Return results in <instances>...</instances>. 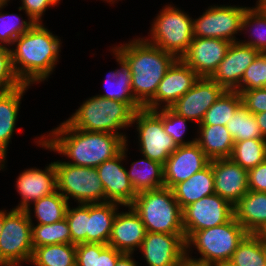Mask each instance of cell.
Masks as SVG:
<instances>
[{
  "instance_id": "cell-8",
  "label": "cell",
  "mask_w": 266,
  "mask_h": 266,
  "mask_svg": "<svg viewBox=\"0 0 266 266\" xmlns=\"http://www.w3.org/2000/svg\"><path fill=\"white\" fill-rule=\"evenodd\" d=\"M6 211L0 234V265L23 266L30 263L33 254L32 223L25 210Z\"/></svg>"
},
{
  "instance_id": "cell-44",
  "label": "cell",
  "mask_w": 266,
  "mask_h": 266,
  "mask_svg": "<svg viewBox=\"0 0 266 266\" xmlns=\"http://www.w3.org/2000/svg\"><path fill=\"white\" fill-rule=\"evenodd\" d=\"M242 105L251 113L259 114L266 111V87L241 90Z\"/></svg>"
},
{
  "instance_id": "cell-20",
  "label": "cell",
  "mask_w": 266,
  "mask_h": 266,
  "mask_svg": "<svg viewBox=\"0 0 266 266\" xmlns=\"http://www.w3.org/2000/svg\"><path fill=\"white\" fill-rule=\"evenodd\" d=\"M17 192L21 201L15 209L26 210L33 202L57 191V175L54 162H51L44 170L27 168L16 178Z\"/></svg>"
},
{
  "instance_id": "cell-19",
  "label": "cell",
  "mask_w": 266,
  "mask_h": 266,
  "mask_svg": "<svg viewBox=\"0 0 266 266\" xmlns=\"http://www.w3.org/2000/svg\"><path fill=\"white\" fill-rule=\"evenodd\" d=\"M259 53L257 49L240 42L231 43L224 59L210 78L225 90H236L245 70Z\"/></svg>"
},
{
  "instance_id": "cell-1",
  "label": "cell",
  "mask_w": 266,
  "mask_h": 266,
  "mask_svg": "<svg viewBox=\"0 0 266 266\" xmlns=\"http://www.w3.org/2000/svg\"><path fill=\"white\" fill-rule=\"evenodd\" d=\"M38 138V146L71 159L65 163L91 168H96L118 155L127 143L118 134L76 129L66 121L60 123L49 134Z\"/></svg>"
},
{
  "instance_id": "cell-37",
  "label": "cell",
  "mask_w": 266,
  "mask_h": 266,
  "mask_svg": "<svg viewBox=\"0 0 266 266\" xmlns=\"http://www.w3.org/2000/svg\"><path fill=\"white\" fill-rule=\"evenodd\" d=\"M226 128L233 137L234 142L247 139H265L255 115L249 112L243 105L227 121Z\"/></svg>"
},
{
  "instance_id": "cell-17",
  "label": "cell",
  "mask_w": 266,
  "mask_h": 266,
  "mask_svg": "<svg viewBox=\"0 0 266 266\" xmlns=\"http://www.w3.org/2000/svg\"><path fill=\"white\" fill-rule=\"evenodd\" d=\"M210 161L196 142L178 146L163 165L164 187L172 189L176 184L188 180L206 168Z\"/></svg>"
},
{
  "instance_id": "cell-11",
  "label": "cell",
  "mask_w": 266,
  "mask_h": 266,
  "mask_svg": "<svg viewBox=\"0 0 266 266\" xmlns=\"http://www.w3.org/2000/svg\"><path fill=\"white\" fill-rule=\"evenodd\" d=\"M247 8L235 5L208 7L201 16L193 19V36L239 42L235 35L242 32V19Z\"/></svg>"
},
{
  "instance_id": "cell-15",
  "label": "cell",
  "mask_w": 266,
  "mask_h": 266,
  "mask_svg": "<svg viewBox=\"0 0 266 266\" xmlns=\"http://www.w3.org/2000/svg\"><path fill=\"white\" fill-rule=\"evenodd\" d=\"M127 145L118 155L96 167L105 191V202H115L124 207L130 206L137 196L122 164L127 158Z\"/></svg>"
},
{
  "instance_id": "cell-22",
  "label": "cell",
  "mask_w": 266,
  "mask_h": 266,
  "mask_svg": "<svg viewBox=\"0 0 266 266\" xmlns=\"http://www.w3.org/2000/svg\"><path fill=\"white\" fill-rule=\"evenodd\" d=\"M128 212L117 211L108 245L126 254H133L140 248L146 235V228L131 206Z\"/></svg>"
},
{
  "instance_id": "cell-7",
  "label": "cell",
  "mask_w": 266,
  "mask_h": 266,
  "mask_svg": "<svg viewBox=\"0 0 266 266\" xmlns=\"http://www.w3.org/2000/svg\"><path fill=\"white\" fill-rule=\"evenodd\" d=\"M148 43L181 59L192 42L193 18L171 4L162 7L152 22Z\"/></svg>"
},
{
  "instance_id": "cell-21",
  "label": "cell",
  "mask_w": 266,
  "mask_h": 266,
  "mask_svg": "<svg viewBox=\"0 0 266 266\" xmlns=\"http://www.w3.org/2000/svg\"><path fill=\"white\" fill-rule=\"evenodd\" d=\"M215 193L234 206L248 191V171L230 158L212 160Z\"/></svg>"
},
{
  "instance_id": "cell-24",
  "label": "cell",
  "mask_w": 266,
  "mask_h": 266,
  "mask_svg": "<svg viewBox=\"0 0 266 266\" xmlns=\"http://www.w3.org/2000/svg\"><path fill=\"white\" fill-rule=\"evenodd\" d=\"M233 207L235 219L249 234L266 227V193L249 190Z\"/></svg>"
},
{
  "instance_id": "cell-27",
  "label": "cell",
  "mask_w": 266,
  "mask_h": 266,
  "mask_svg": "<svg viewBox=\"0 0 266 266\" xmlns=\"http://www.w3.org/2000/svg\"><path fill=\"white\" fill-rule=\"evenodd\" d=\"M172 191L182 210L201 198L214 194L215 182L212 160L202 171L195 173L188 180L176 184Z\"/></svg>"
},
{
  "instance_id": "cell-33",
  "label": "cell",
  "mask_w": 266,
  "mask_h": 266,
  "mask_svg": "<svg viewBox=\"0 0 266 266\" xmlns=\"http://www.w3.org/2000/svg\"><path fill=\"white\" fill-rule=\"evenodd\" d=\"M31 263L34 266H76V245L52 244L35 247Z\"/></svg>"
},
{
  "instance_id": "cell-49",
  "label": "cell",
  "mask_w": 266,
  "mask_h": 266,
  "mask_svg": "<svg viewBox=\"0 0 266 266\" xmlns=\"http://www.w3.org/2000/svg\"><path fill=\"white\" fill-rule=\"evenodd\" d=\"M4 225V210H0V234Z\"/></svg>"
},
{
  "instance_id": "cell-42",
  "label": "cell",
  "mask_w": 266,
  "mask_h": 266,
  "mask_svg": "<svg viewBox=\"0 0 266 266\" xmlns=\"http://www.w3.org/2000/svg\"><path fill=\"white\" fill-rule=\"evenodd\" d=\"M187 121L192 122L189 119L184 118L174 113L170 108L162 109V122L163 128L168 133L177 146L191 144L196 142V138L193 140H184V135L187 129Z\"/></svg>"
},
{
  "instance_id": "cell-29",
  "label": "cell",
  "mask_w": 266,
  "mask_h": 266,
  "mask_svg": "<svg viewBox=\"0 0 266 266\" xmlns=\"http://www.w3.org/2000/svg\"><path fill=\"white\" fill-rule=\"evenodd\" d=\"M130 167L127 175L136 193L164 187L163 164L144 157Z\"/></svg>"
},
{
  "instance_id": "cell-28",
  "label": "cell",
  "mask_w": 266,
  "mask_h": 266,
  "mask_svg": "<svg viewBox=\"0 0 266 266\" xmlns=\"http://www.w3.org/2000/svg\"><path fill=\"white\" fill-rule=\"evenodd\" d=\"M196 143L210 160L230 158L234 140L226 126L199 125Z\"/></svg>"
},
{
  "instance_id": "cell-18",
  "label": "cell",
  "mask_w": 266,
  "mask_h": 266,
  "mask_svg": "<svg viewBox=\"0 0 266 266\" xmlns=\"http://www.w3.org/2000/svg\"><path fill=\"white\" fill-rule=\"evenodd\" d=\"M231 42L216 38L194 37L181 58L199 77L210 78L217 69Z\"/></svg>"
},
{
  "instance_id": "cell-43",
  "label": "cell",
  "mask_w": 266,
  "mask_h": 266,
  "mask_svg": "<svg viewBox=\"0 0 266 266\" xmlns=\"http://www.w3.org/2000/svg\"><path fill=\"white\" fill-rule=\"evenodd\" d=\"M21 85L22 82L12 67L10 47L0 44V92L10 91Z\"/></svg>"
},
{
  "instance_id": "cell-23",
  "label": "cell",
  "mask_w": 266,
  "mask_h": 266,
  "mask_svg": "<svg viewBox=\"0 0 266 266\" xmlns=\"http://www.w3.org/2000/svg\"><path fill=\"white\" fill-rule=\"evenodd\" d=\"M29 86L22 84L13 90L0 92V171L5 169L7 150L16 130L21 100Z\"/></svg>"
},
{
  "instance_id": "cell-35",
  "label": "cell",
  "mask_w": 266,
  "mask_h": 266,
  "mask_svg": "<svg viewBox=\"0 0 266 266\" xmlns=\"http://www.w3.org/2000/svg\"><path fill=\"white\" fill-rule=\"evenodd\" d=\"M242 105L241 96L235 90H225L208 108L202 122L198 125H223Z\"/></svg>"
},
{
  "instance_id": "cell-36",
  "label": "cell",
  "mask_w": 266,
  "mask_h": 266,
  "mask_svg": "<svg viewBox=\"0 0 266 266\" xmlns=\"http://www.w3.org/2000/svg\"><path fill=\"white\" fill-rule=\"evenodd\" d=\"M230 159L249 171L266 160V139L235 142Z\"/></svg>"
},
{
  "instance_id": "cell-4",
  "label": "cell",
  "mask_w": 266,
  "mask_h": 266,
  "mask_svg": "<svg viewBox=\"0 0 266 266\" xmlns=\"http://www.w3.org/2000/svg\"><path fill=\"white\" fill-rule=\"evenodd\" d=\"M248 234L234 216L222 225L195 231L186 240V260L197 266L230 262L234 251ZM192 248L198 251L201 258L189 256L190 251L194 250Z\"/></svg>"
},
{
  "instance_id": "cell-12",
  "label": "cell",
  "mask_w": 266,
  "mask_h": 266,
  "mask_svg": "<svg viewBox=\"0 0 266 266\" xmlns=\"http://www.w3.org/2000/svg\"><path fill=\"white\" fill-rule=\"evenodd\" d=\"M233 206L216 193L205 196L182 210L183 228L187 240L195 231L216 227L234 216Z\"/></svg>"
},
{
  "instance_id": "cell-40",
  "label": "cell",
  "mask_w": 266,
  "mask_h": 266,
  "mask_svg": "<svg viewBox=\"0 0 266 266\" xmlns=\"http://www.w3.org/2000/svg\"><path fill=\"white\" fill-rule=\"evenodd\" d=\"M266 87V54L260 52L245 70L240 86L235 90H251Z\"/></svg>"
},
{
  "instance_id": "cell-38",
  "label": "cell",
  "mask_w": 266,
  "mask_h": 266,
  "mask_svg": "<svg viewBox=\"0 0 266 266\" xmlns=\"http://www.w3.org/2000/svg\"><path fill=\"white\" fill-rule=\"evenodd\" d=\"M32 223V245L40 247L52 244H72V237L66 218L52 224Z\"/></svg>"
},
{
  "instance_id": "cell-53",
  "label": "cell",
  "mask_w": 266,
  "mask_h": 266,
  "mask_svg": "<svg viewBox=\"0 0 266 266\" xmlns=\"http://www.w3.org/2000/svg\"><path fill=\"white\" fill-rule=\"evenodd\" d=\"M182 266H197V265H194V264H191V263L186 262V263L183 264Z\"/></svg>"
},
{
  "instance_id": "cell-25",
  "label": "cell",
  "mask_w": 266,
  "mask_h": 266,
  "mask_svg": "<svg viewBox=\"0 0 266 266\" xmlns=\"http://www.w3.org/2000/svg\"><path fill=\"white\" fill-rule=\"evenodd\" d=\"M120 204L87 203L86 243L108 244Z\"/></svg>"
},
{
  "instance_id": "cell-9",
  "label": "cell",
  "mask_w": 266,
  "mask_h": 266,
  "mask_svg": "<svg viewBox=\"0 0 266 266\" xmlns=\"http://www.w3.org/2000/svg\"><path fill=\"white\" fill-rule=\"evenodd\" d=\"M57 191L69 202L78 204L105 202V191L96 168L74 166L54 161Z\"/></svg>"
},
{
  "instance_id": "cell-16",
  "label": "cell",
  "mask_w": 266,
  "mask_h": 266,
  "mask_svg": "<svg viewBox=\"0 0 266 266\" xmlns=\"http://www.w3.org/2000/svg\"><path fill=\"white\" fill-rule=\"evenodd\" d=\"M225 89L211 78L200 77L194 86L179 98L170 109L186 119L200 124L208 108Z\"/></svg>"
},
{
  "instance_id": "cell-5",
  "label": "cell",
  "mask_w": 266,
  "mask_h": 266,
  "mask_svg": "<svg viewBox=\"0 0 266 266\" xmlns=\"http://www.w3.org/2000/svg\"><path fill=\"white\" fill-rule=\"evenodd\" d=\"M133 115L126 103L95 95L85 100L66 122L80 130L118 134L128 142V136L120 130L132 126Z\"/></svg>"
},
{
  "instance_id": "cell-51",
  "label": "cell",
  "mask_w": 266,
  "mask_h": 266,
  "mask_svg": "<svg viewBox=\"0 0 266 266\" xmlns=\"http://www.w3.org/2000/svg\"><path fill=\"white\" fill-rule=\"evenodd\" d=\"M262 239L266 242V227L263 229V231L259 234Z\"/></svg>"
},
{
  "instance_id": "cell-54",
  "label": "cell",
  "mask_w": 266,
  "mask_h": 266,
  "mask_svg": "<svg viewBox=\"0 0 266 266\" xmlns=\"http://www.w3.org/2000/svg\"><path fill=\"white\" fill-rule=\"evenodd\" d=\"M103 1H107V3H110V4H114L115 3V0H103Z\"/></svg>"
},
{
  "instance_id": "cell-13",
  "label": "cell",
  "mask_w": 266,
  "mask_h": 266,
  "mask_svg": "<svg viewBox=\"0 0 266 266\" xmlns=\"http://www.w3.org/2000/svg\"><path fill=\"white\" fill-rule=\"evenodd\" d=\"M138 250L148 266H182L187 262L185 234L146 232Z\"/></svg>"
},
{
  "instance_id": "cell-10",
  "label": "cell",
  "mask_w": 266,
  "mask_h": 266,
  "mask_svg": "<svg viewBox=\"0 0 266 266\" xmlns=\"http://www.w3.org/2000/svg\"><path fill=\"white\" fill-rule=\"evenodd\" d=\"M135 123L142 157H147L164 165L170 154L178 146L163 128L162 109L153 111L141 108L136 110L133 115L132 125H135Z\"/></svg>"
},
{
  "instance_id": "cell-31",
  "label": "cell",
  "mask_w": 266,
  "mask_h": 266,
  "mask_svg": "<svg viewBox=\"0 0 266 266\" xmlns=\"http://www.w3.org/2000/svg\"><path fill=\"white\" fill-rule=\"evenodd\" d=\"M32 204L34 205V216H32L31 206L25 210L30 221L32 222V218L35 217L37 224H52L65 218L70 203L58 191H56L38 199Z\"/></svg>"
},
{
  "instance_id": "cell-32",
  "label": "cell",
  "mask_w": 266,
  "mask_h": 266,
  "mask_svg": "<svg viewBox=\"0 0 266 266\" xmlns=\"http://www.w3.org/2000/svg\"><path fill=\"white\" fill-rule=\"evenodd\" d=\"M123 254L108 244L80 243L76 245V266H115Z\"/></svg>"
},
{
  "instance_id": "cell-3",
  "label": "cell",
  "mask_w": 266,
  "mask_h": 266,
  "mask_svg": "<svg viewBox=\"0 0 266 266\" xmlns=\"http://www.w3.org/2000/svg\"><path fill=\"white\" fill-rule=\"evenodd\" d=\"M112 50L130 67L133 96L144 108L154 98L160 81L177 58L148 43L144 37L115 46Z\"/></svg>"
},
{
  "instance_id": "cell-14",
  "label": "cell",
  "mask_w": 266,
  "mask_h": 266,
  "mask_svg": "<svg viewBox=\"0 0 266 266\" xmlns=\"http://www.w3.org/2000/svg\"><path fill=\"white\" fill-rule=\"evenodd\" d=\"M199 78L182 59H177L160 81L154 98L144 108L153 111L170 108Z\"/></svg>"
},
{
  "instance_id": "cell-45",
  "label": "cell",
  "mask_w": 266,
  "mask_h": 266,
  "mask_svg": "<svg viewBox=\"0 0 266 266\" xmlns=\"http://www.w3.org/2000/svg\"><path fill=\"white\" fill-rule=\"evenodd\" d=\"M61 0H21L22 6L19 11H24L28 19L35 23H42V16L51 6H58Z\"/></svg>"
},
{
  "instance_id": "cell-39",
  "label": "cell",
  "mask_w": 266,
  "mask_h": 266,
  "mask_svg": "<svg viewBox=\"0 0 266 266\" xmlns=\"http://www.w3.org/2000/svg\"><path fill=\"white\" fill-rule=\"evenodd\" d=\"M5 7H0V44L11 48L14 47V40L28 31L35 24V21L32 19L23 20L20 15L13 13H2V9Z\"/></svg>"
},
{
  "instance_id": "cell-46",
  "label": "cell",
  "mask_w": 266,
  "mask_h": 266,
  "mask_svg": "<svg viewBox=\"0 0 266 266\" xmlns=\"http://www.w3.org/2000/svg\"><path fill=\"white\" fill-rule=\"evenodd\" d=\"M248 188L266 193V160L248 171Z\"/></svg>"
},
{
  "instance_id": "cell-34",
  "label": "cell",
  "mask_w": 266,
  "mask_h": 266,
  "mask_svg": "<svg viewBox=\"0 0 266 266\" xmlns=\"http://www.w3.org/2000/svg\"><path fill=\"white\" fill-rule=\"evenodd\" d=\"M230 262L234 266H265L266 242L259 234H248L234 251Z\"/></svg>"
},
{
  "instance_id": "cell-6",
  "label": "cell",
  "mask_w": 266,
  "mask_h": 266,
  "mask_svg": "<svg viewBox=\"0 0 266 266\" xmlns=\"http://www.w3.org/2000/svg\"><path fill=\"white\" fill-rule=\"evenodd\" d=\"M139 215L147 232L185 234L182 209L172 189H158L137 193L130 205Z\"/></svg>"
},
{
  "instance_id": "cell-2",
  "label": "cell",
  "mask_w": 266,
  "mask_h": 266,
  "mask_svg": "<svg viewBox=\"0 0 266 266\" xmlns=\"http://www.w3.org/2000/svg\"><path fill=\"white\" fill-rule=\"evenodd\" d=\"M12 67L22 84L33 85L48 79L59 62L61 39L42 23H35L14 40Z\"/></svg>"
},
{
  "instance_id": "cell-30",
  "label": "cell",
  "mask_w": 266,
  "mask_h": 266,
  "mask_svg": "<svg viewBox=\"0 0 266 266\" xmlns=\"http://www.w3.org/2000/svg\"><path fill=\"white\" fill-rule=\"evenodd\" d=\"M241 31H246V34L248 32L251 35L248 36L249 40L247 41L239 40L240 43L251 46L259 52L266 51V5L261 0H257L254 7L246 9L242 19Z\"/></svg>"
},
{
  "instance_id": "cell-41",
  "label": "cell",
  "mask_w": 266,
  "mask_h": 266,
  "mask_svg": "<svg viewBox=\"0 0 266 266\" xmlns=\"http://www.w3.org/2000/svg\"><path fill=\"white\" fill-rule=\"evenodd\" d=\"M65 218L69 225L72 244L86 243L87 204H78L74 208L69 204Z\"/></svg>"
},
{
  "instance_id": "cell-47",
  "label": "cell",
  "mask_w": 266,
  "mask_h": 266,
  "mask_svg": "<svg viewBox=\"0 0 266 266\" xmlns=\"http://www.w3.org/2000/svg\"><path fill=\"white\" fill-rule=\"evenodd\" d=\"M134 254L124 253L116 262L115 266H138V262L134 260Z\"/></svg>"
},
{
  "instance_id": "cell-50",
  "label": "cell",
  "mask_w": 266,
  "mask_h": 266,
  "mask_svg": "<svg viewBox=\"0 0 266 266\" xmlns=\"http://www.w3.org/2000/svg\"><path fill=\"white\" fill-rule=\"evenodd\" d=\"M213 266H234L231 262H222Z\"/></svg>"
},
{
  "instance_id": "cell-52",
  "label": "cell",
  "mask_w": 266,
  "mask_h": 266,
  "mask_svg": "<svg viewBox=\"0 0 266 266\" xmlns=\"http://www.w3.org/2000/svg\"><path fill=\"white\" fill-rule=\"evenodd\" d=\"M8 2H10V0H0V7L2 6V7H4V6H8Z\"/></svg>"
},
{
  "instance_id": "cell-26",
  "label": "cell",
  "mask_w": 266,
  "mask_h": 266,
  "mask_svg": "<svg viewBox=\"0 0 266 266\" xmlns=\"http://www.w3.org/2000/svg\"><path fill=\"white\" fill-rule=\"evenodd\" d=\"M111 52L118 62L119 69L108 72L104 86L106 93L98 96L126 103L134 112L143 108L135 99L132 92L131 70L127 63L112 49Z\"/></svg>"
},
{
  "instance_id": "cell-48",
  "label": "cell",
  "mask_w": 266,
  "mask_h": 266,
  "mask_svg": "<svg viewBox=\"0 0 266 266\" xmlns=\"http://www.w3.org/2000/svg\"><path fill=\"white\" fill-rule=\"evenodd\" d=\"M258 126L261 128L262 134L264 135V138L266 139V111L255 114Z\"/></svg>"
}]
</instances>
